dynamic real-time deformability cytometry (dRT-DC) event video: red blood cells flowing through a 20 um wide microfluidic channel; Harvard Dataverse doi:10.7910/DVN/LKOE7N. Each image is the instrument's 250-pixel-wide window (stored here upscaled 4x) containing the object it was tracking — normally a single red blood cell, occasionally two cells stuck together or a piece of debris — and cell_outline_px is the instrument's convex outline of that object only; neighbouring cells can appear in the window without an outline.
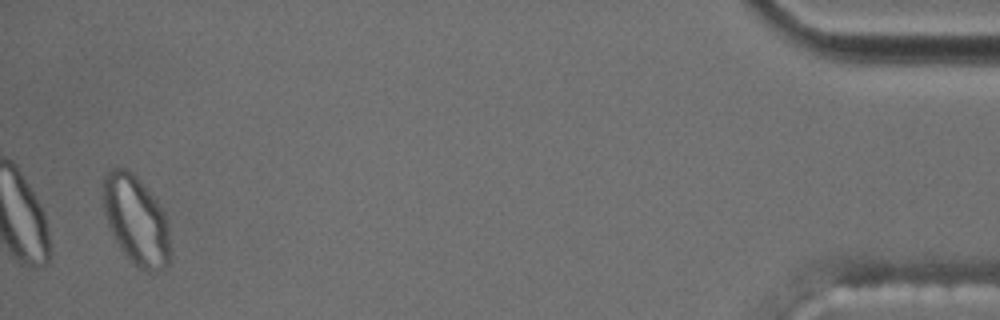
{"species": "common noctule bat (a hibernating species)", "species_latin": "Nyctalus noctula", "temperature_condition": "cold", "stored_images_in_passage": 43, "segment_of_instrument_passage": [2, 2], "camera_frame_rate_fps": 3000, "um_per_image_px": 0.085, "animal": {"sex": "male", "body_mass_g": 17.5, "forearm_length_mm": 52.3}, "frame": {"image": 1, "passage_image": 42, "time_ms": 13.667, "image_size_px": [1000, 320], "cell_outline_px": [[168, 264], [164, 268], [148, 272], [132, 264], [120, 248], [108, 224], [104, 212], [104, 176], [108, 168], [124, 168], [132, 172], [140, 180], [156, 200], [164, 216], [168, 232]], "centroid_in_image_um": [11.53, 18.7], "position_along_channel_um": 423.7, "area_um2": 33.99}}